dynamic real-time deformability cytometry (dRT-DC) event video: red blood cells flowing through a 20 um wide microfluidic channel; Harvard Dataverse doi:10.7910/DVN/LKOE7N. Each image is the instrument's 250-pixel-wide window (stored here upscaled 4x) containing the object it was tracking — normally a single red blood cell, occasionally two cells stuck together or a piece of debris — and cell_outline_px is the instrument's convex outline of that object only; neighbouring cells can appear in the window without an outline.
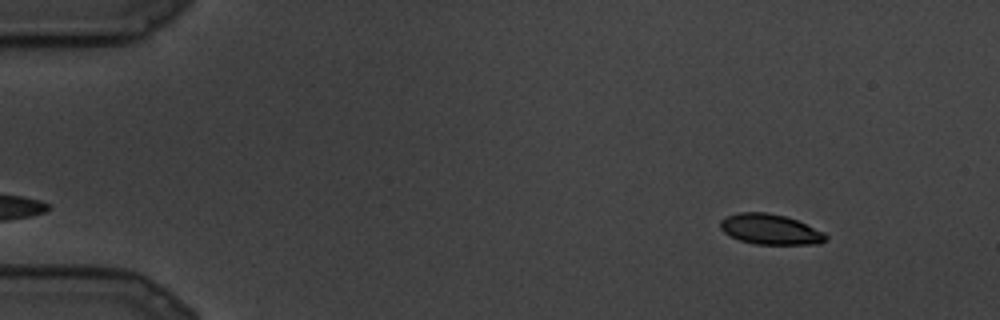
{"species": "common noctule bat (a hibernating species)", "species_latin": "Nyctalus noctula", "temperature_condition": "cold", "stored_images_in_passage": 2, "camera_frame_rate_fps": 3000, "um_per_image_px": 0.085, "animal": {"sex": "male", "body_mass_g": 19.5, "forearm_length_mm": 54.6}, "frame": {"image": 1, "passage_image": 2, "time_ms": 0.333, "image_size_px": [1000, 320], "cell_outline_px": [[828, 240], [820, 244], [756, 244], [740, 240], [724, 232], [720, 228], [720, 220], [728, 216], [740, 212], [764, 212], [784, 216], [796, 220], [824, 232], [828, 236]], "centroid_in_image_um": [65.5, 19.5], "position_along_channel_um": 19.5, "area_um2": 18.5}}